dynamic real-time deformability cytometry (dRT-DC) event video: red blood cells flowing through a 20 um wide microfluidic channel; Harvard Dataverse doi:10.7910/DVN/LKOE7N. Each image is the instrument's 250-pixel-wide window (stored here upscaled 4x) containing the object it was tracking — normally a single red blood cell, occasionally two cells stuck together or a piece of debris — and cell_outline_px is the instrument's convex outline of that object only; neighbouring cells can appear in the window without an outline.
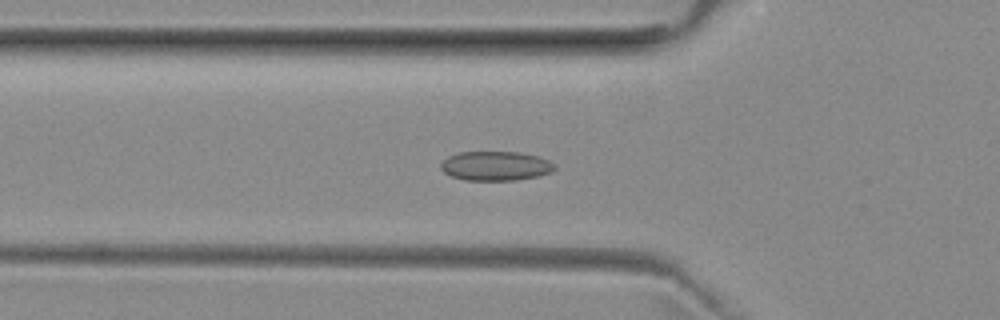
{"species": "common noctule bat (a hibernating species)", "species_latin": "Nyctalus noctula", "temperature_condition": "room temperature", "stored_images_in_passage": 51, "camera_frame_rate_fps": 3000, "um_per_image_px": 0.085, "animal": {"sex": "female", "body_mass_g": 29.2, "forearm_length_mm": 56.3}, "frame": {"image": 1, "passage_image": 17, "time_ms": 5.333, "image_size_px": [1000, 320], "cell_outline_px": [[556, 168], [552, 172], [540, 176], [516, 180], [464, 180], [452, 176], [444, 172], [440, 168], [440, 164], [448, 156], [456, 152], [520, 152], [540, 156], [556, 164]], "centroid_in_image_um": [42.16, 14.1], "position_along_channel_um": 83.6, "area_um2": 19.71}}
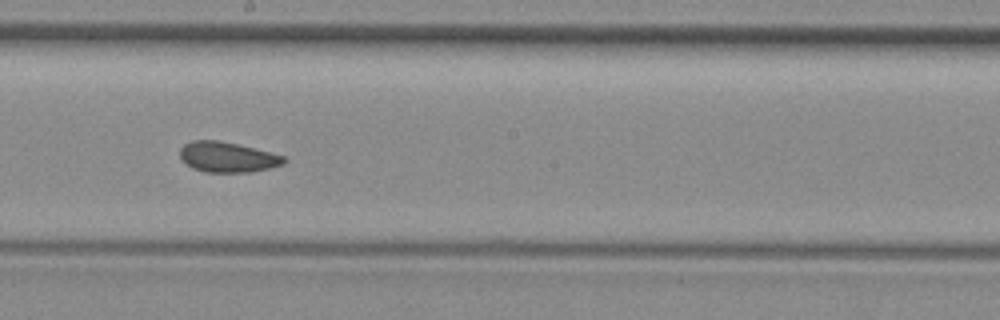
{"frame": {"image": 2, "passage_image": 28, "time_ms": 9.0, "image_size_px": [1000, 320], "cell_outline_px": [[288, 160], [284, 164], [252, 172], [204, 172], [192, 168], [180, 156], [180, 148], [184, 144], [192, 140], [220, 140], [284, 156]], "centroid_in_image_um": [19.33, 13.35], "position_along_channel_um": 228.9, "area_um2": 18.21}}
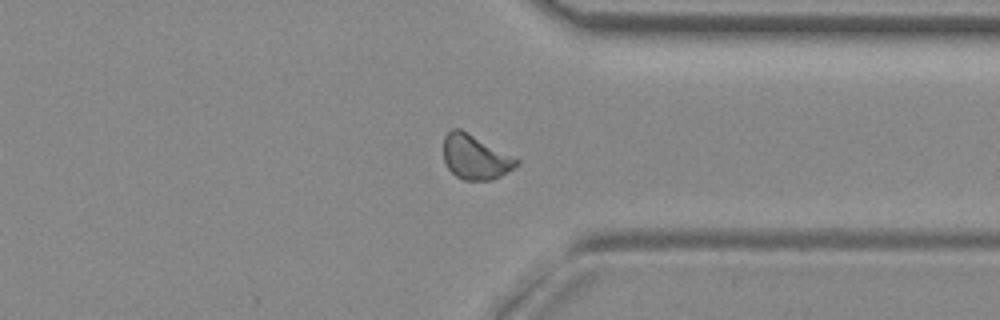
{"frame": {"image": 3, "passage_image": 39, "time_ms": 12.667, "image_size_px": [1000, 320], "cell_outline_px": [[520, 164], [500, 176], [492, 180], [464, 180], [456, 176], [448, 168], [444, 160], [444, 136], [452, 128], [460, 128], [516, 156], [520, 160]], "centroid_in_image_um": [40.43, 13.34], "position_along_channel_um": 371.0, "area_um2": 19.19}, "authors_computed_cell_mechanics": {"area_um2": 18.9006, "velocity_mm_per_s": 3.9464, "shape_relaxation_time_tau1_ms": null, "shape_relaxation_time_tau2_ms": 2.3452, "deformation_change_tau1": null, "deformation_change_tau2": 0.0854}}